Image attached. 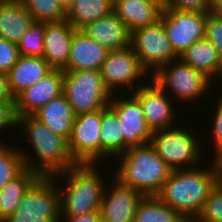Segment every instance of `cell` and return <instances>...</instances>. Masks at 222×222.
I'll list each match as a JSON object with an SVG mask.
<instances>
[{
    "label": "cell",
    "instance_id": "obj_1",
    "mask_svg": "<svg viewBox=\"0 0 222 222\" xmlns=\"http://www.w3.org/2000/svg\"><path fill=\"white\" fill-rule=\"evenodd\" d=\"M174 169L157 195L184 218H196L215 189V173L208 168Z\"/></svg>",
    "mask_w": 222,
    "mask_h": 222
},
{
    "label": "cell",
    "instance_id": "obj_2",
    "mask_svg": "<svg viewBox=\"0 0 222 222\" xmlns=\"http://www.w3.org/2000/svg\"><path fill=\"white\" fill-rule=\"evenodd\" d=\"M17 125L25 127L24 131L37 156L36 162L20 150L25 168H29L41 177H54L78 164L71 156L68 140L50 131L33 115L17 117Z\"/></svg>",
    "mask_w": 222,
    "mask_h": 222
},
{
    "label": "cell",
    "instance_id": "obj_3",
    "mask_svg": "<svg viewBox=\"0 0 222 222\" xmlns=\"http://www.w3.org/2000/svg\"><path fill=\"white\" fill-rule=\"evenodd\" d=\"M117 157L120 167L114 178L143 196H157L173 171L150 143L130 147Z\"/></svg>",
    "mask_w": 222,
    "mask_h": 222
},
{
    "label": "cell",
    "instance_id": "obj_4",
    "mask_svg": "<svg viewBox=\"0 0 222 222\" xmlns=\"http://www.w3.org/2000/svg\"><path fill=\"white\" fill-rule=\"evenodd\" d=\"M96 164H76L54 175L66 177V190L59 188L61 217L80 216L97 212L103 199L105 186ZM98 172V173H97ZM62 175V176H61ZM64 194V195H63Z\"/></svg>",
    "mask_w": 222,
    "mask_h": 222
},
{
    "label": "cell",
    "instance_id": "obj_5",
    "mask_svg": "<svg viewBox=\"0 0 222 222\" xmlns=\"http://www.w3.org/2000/svg\"><path fill=\"white\" fill-rule=\"evenodd\" d=\"M63 94L75 115L103 109L112 98L100 70L64 71Z\"/></svg>",
    "mask_w": 222,
    "mask_h": 222
},
{
    "label": "cell",
    "instance_id": "obj_6",
    "mask_svg": "<svg viewBox=\"0 0 222 222\" xmlns=\"http://www.w3.org/2000/svg\"><path fill=\"white\" fill-rule=\"evenodd\" d=\"M54 183V177L40 176L4 222H59L60 190Z\"/></svg>",
    "mask_w": 222,
    "mask_h": 222
},
{
    "label": "cell",
    "instance_id": "obj_7",
    "mask_svg": "<svg viewBox=\"0 0 222 222\" xmlns=\"http://www.w3.org/2000/svg\"><path fill=\"white\" fill-rule=\"evenodd\" d=\"M191 132L179 126L158 130L152 133L149 143L172 170L194 168L192 166L200 161L202 148L197 142L198 138Z\"/></svg>",
    "mask_w": 222,
    "mask_h": 222
},
{
    "label": "cell",
    "instance_id": "obj_8",
    "mask_svg": "<svg viewBox=\"0 0 222 222\" xmlns=\"http://www.w3.org/2000/svg\"><path fill=\"white\" fill-rule=\"evenodd\" d=\"M172 64V65H171ZM171 65V68H168ZM153 82L156 83L165 93L168 88L178 98L184 101L200 99L210 88L212 81L202 72L193 69L184 63L180 58L176 63L171 61L161 66L153 75Z\"/></svg>",
    "mask_w": 222,
    "mask_h": 222
},
{
    "label": "cell",
    "instance_id": "obj_9",
    "mask_svg": "<svg viewBox=\"0 0 222 222\" xmlns=\"http://www.w3.org/2000/svg\"><path fill=\"white\" fill-rule=\"evenodd\" d=\"M131 47L141 66L147 72L151 71L153 74L161 66L179 58L172 48L165 28L160 21L131 32Z\"/></svg>",
    "mask_w": 222,
    "mask_h": 222
},
{
    "label": "cell",
    "instance_id": "obj_10",
    "mask_svg": "<svg viewBox=\"0 0 222 222\" xmlns=\"http://www.w3.org/2000/svg\"><path fill=\"white\" fill-rule=\"evenodd\" d=\"M208 13L163 9L160 22L163 24L169 42L180 56L195 42L205 38Z\"/></svg>",
    "mask_w": 222,
    "mask_h": 222
},
{
    "label": "cell",
    "instance_id": "obj_11",
    "mask_svg": "<svg viewBox=\"0 0 222 222\" xmlns=\"http://www.w3.org/2000/svg\"><path fill=\"white\" fill-rule=\"evenodd\" d=\"M102 109L75 116L68 147L78 164H95L100 159Z\"/></svg>",
    "mask_w": 222,
    "mask_h": 222
},
{
    "label": "cell",
    "instance_id": "obj_12",
    "mask_svg": "<svg viewBox=\"0 0 222 222\" xmlns=\"http://www.w3.org/2000/svg\"><path fill=\"white\" fill-rule=\"evenodd\" d=\"M112 95L109 107L117 114L123 134V153L130 147L148 144L152 130L145 122L143 110L138 99L131 94L126 99Z\"/></svg>",
    "mask_w": 222,
    "mask_h": 222
},
{
    "label": "cell",
    "instance_id": "obj_13",
    "mask_svg": "<svg viewBox=\"0 0 222 222\" xmlns=\"http://www.w3.org/2000/svg\"><path fill=\"white\" fill-rule=\"evenodd\" d=\"M101 76L107 89L113 94L117 87L126 86L127 90L136 85L135 81L147 75L133 48L108 51L101 67ZM120 85V86H119Z\"/></svg>",
    "mask_w": 222,
    "mask_h": 222
},
{
    "label": "cell",
    "instance_id": "obj_14",
    "mask_svg": "<svg viewBox=\"0 0 222 222\" xmlns=\"http://www.w3.org/2000/svg\"><path fill=\"white\" fill-rule=\"evenodd\" d=\"M136 86L138 89L132 90V94L140 102L145 122L152 132L172 128L175 114L170 97L154 82Z\"/></svg>",
    "mask_w": 222,
    "mask_h": 222
},
{
    "label": "cell",
    "instance_id": "obj_15",
    "mask_svg": "<svg viewBox=\"0 0 222 222\" xmlns=\"http://www.w3.org/2000/svg\"><path fill=\"white\" fill-rule=\"evenodd\" d=\"M64 71L52 69L41 80L26 88L15 98L18 117L33 115L52 99L63 94Z\"/></svg>",
    "mask_w": 222,
    "mask_h": 222
},
{
    "label": "cell",
    "instance_id": "obj_16",
    "mask_svg": "<svg viewBox=\"0 0 222 222\" xmlns=\"http://www.w3.org/2000/svg\"><path fill=\"white\" fill-rule=\"evenodd\" d=\"M113 181L114 187L112 186L109 191L105 188L103 194L99 209L101 220L102 222H133L137 205L143 195L131 187L120 184L116 179Z\"/></svg>",
    "mask_w": 222,
    "mask_h": 222
},
{
    "label": "cell",
    "instance_id": "obj_17",
    "mask_svg": "<svg viewBox=\"0 0 222 222\" xmlns=\"http://www.w3.org/2000/svg\"><path fill=\"white\" fill-rule=\"evenodd\" d=\"M75 30L67 20L45 22L43 58L52 69L68 71V58Z\"/></svg>",
    "mask_w": 222,
    "mask_h": 222
},
{
    "label": "cell",
    "instance_id": "obj_18",
    "mask_svg": "<svg viewBox=\"0 0 222 222\" xmlns=\"http://www.w3.org/2000/svg\"><path fill=\"white\" fill-rule=\"evenodd\" d=\"M80 30L109 51L122 50L131 46V32L114 11L88 23Z\"/></svg>",
    "mask_w": 222,
    "mask_h": 222
},
{
    "label": "cell",
    "instance_id": "obj_19",
    "mask_svg": "<svg viewBox=\"0 0 222 222\" xmlns=\"http://www.w3.org/2000/svg\"><path fill=\"white\" fill-rule=\"evenodd\" d=\"M108 49L76 29L68 58V71L101 70Z\"/></svg>",
    "mask_w": 222,
    "mask_h": 222
},
{
    "label": "cell",
    "instance_id": "obj_20",
    "mask_svg": "<svg viewBox=\"0 0 222 222\" xmlns=\"http://www.w3.org/2000/svg\"><path fill=\"white\" fill-rule=\"evenodd\" d=\"M51 70L52 68L43 57L19 56L16 64L7 73L12 95L16 98Z\"/></svg>",
    "mask_w": 222,
    "mask_h": 222
},
{
    "label": "cell",
    "instance_id": "obj_21",
    "mask_svg": "<svg viewBox=\"0 0 222 222\" xmlns=\"http://www.w3.org/2000/svg\"><path fill=\"white\" fill-rule=\"evenodd\" d=\"M33 116L50 131L69 140L76 115L64 94L52 99Z\"/></svg>",
    "mask_w": 222,
    "mask_h": 222
},
{
    "label": "cell",
    "instance_id": "obj_22",
    "mask_svg": "<svg viewBox=\"0 0 222 222\" xmlns=\"http://www.w3.org/2000/svg\"><path fill=\"white\" fill-rule=\"evenodd\" d=\"M21 1H0V37L18 44L33 22Z\"/></svg>",
    "mask_w": 222,
    "mask_h": 222
},
{
    "label": "cell",
    "instance_id": "obj_23",
    "mask_svg": "<svg viewBox=\"0 0 222 222\" xmlns=\"http://www.w3.org/2000/svg\"><path fill=\"white\" fill-rule=\"evenodd\" d=\"M113 11L125 23L130 32L154 25L160 20L162 9L140 0H114Z\"/></svg>",
    "mask_w": 222,
    "mask_h": 222
},
{
    "label": "cell",
    "instance_id": "obj_24",
    "mask_svg": "<svg viewBox=\"0 0 222 222\" xmlns=\"http://www.w3.org/2000/svg\"><path fill=\"white\" fill-rule=\"evenodd\" d=\"M179 58L210 80L222 74V58L212 43L205 38L192 44Z\"/></svg>",
    "mask_w": 222,
    "mask_h": 222
},
{
    "label": "cell",
    "instance_id": "obj_25",
    "mask_svg": "<svg viewBox=\"0 0 222 222\" xmlns=\"http://www.w3.org/2000/svg\"><path fill=\"white\" fill-rule=\"evenodd\" d=\"M40 176L25 168L17 177L0 189V220L4 221L12 215L23 195Z\"/></svg>",
    "mask_w": 222,
    "mask_h": 222
},
{
    "label": "cell",
    "instance_id": "obj_26",
    "mask_svg": "<svg viewBox=\"0 0 222 222\" xmlns=\"http://www.w3.org/2000/svg\"><path fill=\"white\" fill-rule=\"evenodd\" d=\"M100 158L123 154V134L117 114L107 105L100 123Z\"/></svg>",
    "mask_w": 222,
    "mask_h": 222
},
{
    "label": "cell",
    "instance_id": "obj_27",
    "mask_svg": "<svg viewBox=\"0 0 222 222\" xmlns=\"http://www.w3.org/2000/svg\"><path fill=\"white\" fill-rule=\"evenodd\" d=\"M114 0H75L66 20L76 29L113 12Z\"/></svg>",
    "mask_w": 222,
    "mask_h": 222
},
{
    "label": "cell",
    "instance_id": "obj_28",
    "mask_svg": "<svg viewBox=\"0 0 222 222\" xmlns=\"http://www.w3.org/2000/svg\"><path fill=\"white\" fill-rule=\"evenodd\" d=\"M183 218L158 196H143L137 205L133 222H180Z\"/></svg>",
    "mask_w": 222,
    "mask_h": 222
},
{
    "label": "cell",
    "instance_id": "obj_29",
    "mask_svg": "<svg viewBox=\"0 0 222 222\" xmlns=\"http://www.w3.org/2000/svg\"><path fill=\"white\" fill-rule=\"evenodd\" d=\"M34 21L60 22L66 20V12L58 0H22Z\"/></svg>",
    "mask_w": 222,
    "mask_h": 222
},
{
    "label": "cell",
    "instance_id": "obj_30",
    "mask_svg": "<svg viewBox=\"0 0 222 222\" xmlns=\"http://www.w3.org/2000/svg\"><path fill=\"white\" fill-rule=\"evenodd\" d=\"M12 148L0 143V189L25 169L22 153Z\"/></svg>",
    "mask_w": 222,
    "mask_h": 222
},
{
    "label": "cell",
    "instance_id": "obj_31",
    "mask_svg": "<svg viewBox=\"0 0 222 222\" xmlns=\"http://www.w3.org/2000/svg\"><path fill=\"white\" fill-rule=\"evenodd\" d=\"M45 22L33 21L18 43L19 56L43 57Z\"/></svg>",
    "mask_w": 222,
    "mask_h": 222
},
{
    "label": "cell",
    "instance_id": "obj_32",
    "mask_svg": "<svg viewBox=\"0 0 222 222\" xmlns=\"http://www.w3.org/2000/svg\"><path fill=\"white\" fill-rule=\"evenodd\" d=\"M196 219L199 222H222V193L217 188L210 193Z\"/></svg>",
    "mask_w": 222,
    "mask_h": 222
},
{
    "label": "cell",
    "instance_id": "obj_33",
    "mask_svg": "<svg viewBox=\"0 0 222 222\" xmlns=\"http://www.w3.org/2000/svg\"><path fill=\"white\" fill-rule=\"evenodd\" d=\"M205 39L212 43L222 58V17L212 13L207 14Z\"/></svg>",
    "mask_w": 222,
    "mask_h": 222
},
{
    "label": "cell",
    "instance_id": "obj_34",
    "mask_svg": "<svg viewBox=\"0 0 222 222\" xmlns=\"http://www.w3.org/2000/svg\"><path fill=\"white\" fill-rule=\"evenodd\" d=\"M164 9L210 13V0H164Z\"/></svg>",
    "mask_w": 222,
    "mask_h": 222
},
{
    "label": "cell",
    "instance_id": "obj_35",
    "mask_svg": "<svg viewBox=\"0 0 222 222\" xmlns=\"http://www.w3.org/2000/svg\"><path fill=\"white\" fill-rule=\"evenodd\" d=\"M18 58V44L0 37V72L7 74Z\"/></svg>",
    "mask_w": 222,
    "mask_h": 222
},
{
    "label": "cell",
    "instance_id": "obj_36",
    "mask_svg": "<svg viewBox=\"0 0 222 222\" xmlns=\"http://www.w3.org/2000/svg\"><path fill=\"white\" fill-rule=\"evenodd\" d=\"M17 117L15 102H0V130L17 126Z\"/></svg>",
    "mask_w": 222,
    "mask_h": 222
},
{
    "label": "cell",
    "instance_id": "obj_37",
    "mask_svg": "<svg viewBox=\"0 0 222 222\" xmlns=\"http://www.w3.org/2000/svg\"><path fill=\"white\" fill-rule=\"evenodd\" d=\"M219 103H217L218 107L215 110V115H214V122H213V128H212V133L214 137L213 143L214 146H219L222 144V96H220ZM214 131V132H213Z\"/></svg>",
    "mask_w": 222,
    "mask_h": 222
},
{
    "label": "cell",
    "instance_id": "obj_38",
    "mask_svg": "<svg viewBox=\"0 0 222 222\" xmlns=\"http://www.w3.org/2000/svg\"><path fill=\"white\" fill-rule=\"evenodd\" d=\"M0 102H15L9 87L8 75L0 72Z\"/></svg>",
    "mask_w": 222,
    "mask_h": 222
},
{
    "label": "cell",
    "instance_id": "obj_39",
    "mask_svg": "<svg viewBox=\"0 0 222 222\" xmlns=\"http://www.w3.org/2000/svg\"><path fill=\"white\" fill-rule=\"evenodd\" d=\"M63 219L65 221H63ZM59 222H102L100 211L73 217H60Z\"/></svg>",
    "mask_w": 222,
    "mask_h": 222
},
{
    "label": "cell",
    "instance_id": "obj_40",
    "mask_svg": "<svg viewBox=\"0 0 222 222\" xmlns=\"http://www.w3.org/2000/svg\"><path fill=\"white\" fill-rule=\"evenodd\" d=\"M216 151V158L215 161H213L212 169L213 170H222V144L214 147Z\"/></svg>",
    "mask_w": 222,
    "mask_h": 222
},
{
    "label": "cell",
    "instance_id": "obj_41",
    "mask_svg": "<svg viewBox=\"0 0 222 222\" xmlns=\"http://www.w3.org/2000/svg\"><path fill=\"white\" fill-rule=\"evenodd\" d=\"M210 13L222 17V0H210Z\"/></svg>",
    "mask_w": 222,
    "mask_h": 222
},
{
    "label": "cell",
    "instance_id": "obj_42",
    "mask_svg": "<svg viewBox=\"0 0 222 222\" xmlns=\"http://www.w3.org/2000/svg\"><path fill=\"white\" fill-rule=\"evenodd\" d=\"M215 173V188L222 193V170H214Z\"/></svg>",
    "mask_w": 222,
    "mask_h": 222
},
{
    "label": "cell",
    "instance_id": "obj_43",
    "mask_svg": "<svg viewBox=\"0 0 222 222\" xmlns=\"http://www.w3.org/2000/svg\"><path fill=\"white\" fill-rule=\"evenodd\" d=\"M61 7L64 9V11L67 13L69 9L72 7L74 4L75 0H58Z\"/></svg>",
    "mask_w": 222,
    "mask_h": 222
},
{
    "label": "cell",
    "instance_id": "obj_44",
    "mask_svg": "<svg viewBox=\"0 0 222 222\" xmlns=\"http://www.w3.org/2000/svg\"><path fill=\"white\" fill-rule=\"evenodd\" d=\"M148 4H155L159 6L162 10L164 9V0H140Z\"/></svg>",
    "mask_w": 222,
    "mask_h": 222
},
{
    "label": "cell",
    "instance_id": "obj_45",
    "mask_svg": "<svg viewBox=\"0 0 222 222\" xmlns=\"http://www.w3.org/2000/svg\"><path fill=\"white\" fill-rule=\"evenodd\" d=\"M180 222H199L196 218H183Z\"/></svg>",
    "mask_w": 222,
    "mask_h": 222
},
{
    "label": "cell",
    "instance_id": "obj_46",
    "mask_svg": "<svg viewBox=\"0 0 222 222\" xmlns=\"http://www.w3.org/2000/svg\"><path fill=\"white\" fill-rule=\"evenodd\" d=\"M0 1H22V0H0Z\"/></svg>",
    "mask_w": 222,
    "mask_h": 222
}]
</instances>
